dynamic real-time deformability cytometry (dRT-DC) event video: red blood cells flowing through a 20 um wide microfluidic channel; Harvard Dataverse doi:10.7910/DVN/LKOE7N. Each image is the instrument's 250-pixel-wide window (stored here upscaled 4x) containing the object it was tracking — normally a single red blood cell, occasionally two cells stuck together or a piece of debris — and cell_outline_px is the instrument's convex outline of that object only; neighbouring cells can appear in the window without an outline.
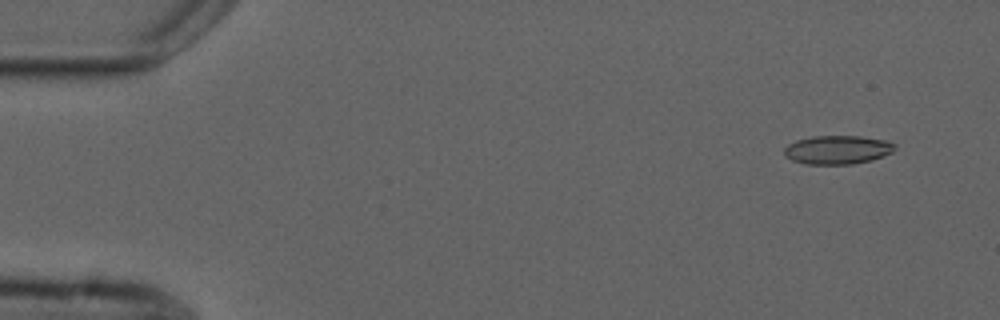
{"species": "common noctule bat (a hibernating species)", "species_latin": "Nyctalus noctula", "temperature_condition": "cold", "stored_images_in_passage": 3, "camera_frame_rate_fps": 3000, "um_per_image_px": 0.085, "animal": {"sex": "male", "forearm_length_mm": 52.5}, "frame": {"image": 1, "passage_image": 1, "time_ms": 0.0, "image_size_px": [1000, 320], "cell_outline_px": [[896, 148], [892, 152], [884, 156], [872, 160], [852, 164], [804, 164], [792, 160], [784, 156], [784, 148], [788, 144], [796, 140], [812, 136], [860, 136], [884, 140], [896, 144]], "centroid_in_image_um": [71.18, 12.73], "position_along_channel_um": 13.8, "area_um2": 18.61}}